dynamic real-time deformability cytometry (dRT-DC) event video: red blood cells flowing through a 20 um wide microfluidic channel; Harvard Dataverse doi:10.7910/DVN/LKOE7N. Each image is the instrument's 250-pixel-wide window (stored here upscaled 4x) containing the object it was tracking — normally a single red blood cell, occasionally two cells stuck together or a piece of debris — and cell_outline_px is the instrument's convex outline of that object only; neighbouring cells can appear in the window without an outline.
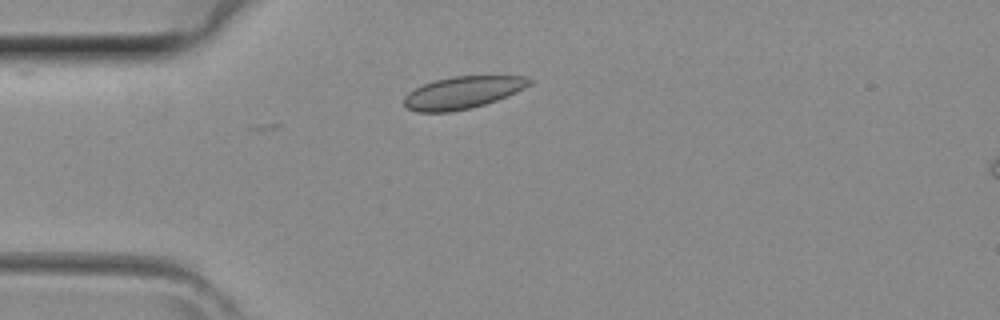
{"species": "common noctule bat (a hibernating species)", "species_latin": "Nyctalus noctula", "temperature_condition": "room temperature", "stored_images_in_passage": 7, "camera_frame_rate_fps": 3000, "um_per_image_px": 0.085, "animal": {"sex": "female", "body_mass_g": 29.2, "forearm_length_mm": 56.3}, "frame": {"image": 1, "passage_image": 7, "time_ms": 2.0, "image_size_px": [1000, 320], "cell_outline_px": [[532, 84], [508, 96], [472, 108], [448, 112], [416, 112], [408, 108], [404, 104], [404, 96], [408, 92], [424, 84], [436, 80], [452, 76], [524, 76], [532, 80]], "centroid_in_image_um": [39.33, 7.87], "position_along_channel_um": 45.7, "area_um2": 23.47}}